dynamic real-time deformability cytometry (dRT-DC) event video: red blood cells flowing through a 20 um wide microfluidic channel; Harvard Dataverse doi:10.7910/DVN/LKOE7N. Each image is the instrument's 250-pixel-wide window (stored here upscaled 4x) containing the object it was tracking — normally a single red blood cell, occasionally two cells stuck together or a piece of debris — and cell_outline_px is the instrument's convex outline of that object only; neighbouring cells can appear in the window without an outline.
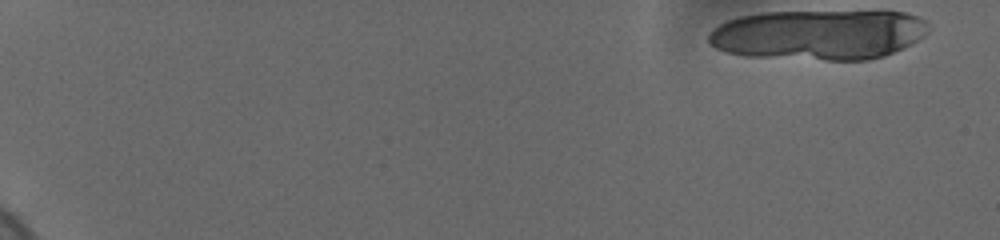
{"species": "human", "species_latin": "Homo sapiens", "temperature_condition": "cold", "stored_images_in_passage": 27, "camera_frame_rate_fps": 3000, "um_per_image_px": 0.085, "donor": {"sex": "female"}, "frame": {"image": 1, "passage_image": 1, "time_ms": 0.0, "image_size_px": [1000, 240], "cell_outline_px": [[928, 32], [924, 36], [912, 44], [904, 48], [884, 56], [868, 60], [824, 60], [744, 56], [724, 52], [716, 48], [708, 40], [708, 36], [720, 24], [728, 20], [744, 16], [764, 12], [904, 12], [916, 16], [924, 20]], "centroid_in_image_um": [69.6, 2.97], "position_along_channel_um": 15.4, "area_um2": 64.04}}
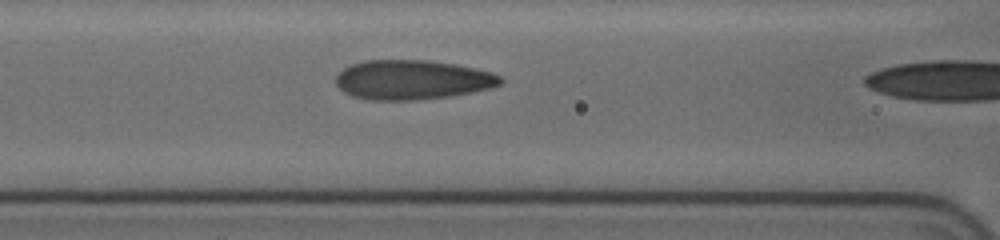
{"frame": {"image": 2, "passage_image": 25, "time_ms": 7.667, "image_size_px": [1000, 240], "cell_outline_px": [[504, 80], [500, 84], [488, 88], [448, 96], [412, 100], [368, 100], [352, 96], [344, 92], [336, 84], [336, 76], [344, 68], [352, 64], [364, 60], [428, 60], [476, 68], [492, 72], [500, 76]], "centroid_in_image_um": [35.01, 6.78], "position_along_channel_um": 131.6, "area_um2": 37.63}}